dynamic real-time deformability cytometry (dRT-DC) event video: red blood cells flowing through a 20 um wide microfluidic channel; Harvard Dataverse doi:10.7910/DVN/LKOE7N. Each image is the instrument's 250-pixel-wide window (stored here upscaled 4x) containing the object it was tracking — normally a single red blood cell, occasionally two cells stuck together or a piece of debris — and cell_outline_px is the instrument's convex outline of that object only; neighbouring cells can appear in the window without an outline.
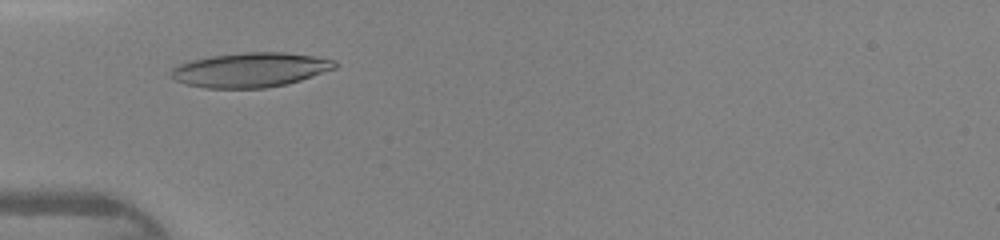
{"species": "human", "species_latin": "Homo sapiens", "temperature_condition": "warm", "stored_images_in_passage": 34, "camera_frame_rate_fps": 3000, "um_per_image_px": 0.085, "donor": {"sex": "female"}, "frame": {"image": 1, "passage_image": 9, "time_ms": 2.667, "image_size_px": [1000, 240], "cell_outline_px": [[340, 64], [336, 68], [288, 84], [264, 88], [204, 88], [184, 84], [176, 80], [172, 76], [172, 68], [180, 64], [192, 60], [212, 56], [244, 52], [284, 52], [312, 56], [332, 60]], "centroid_in_image_um": [21.29, 5.94], "position_along_channel_um": 63.7, "area_um2": 32.77}}
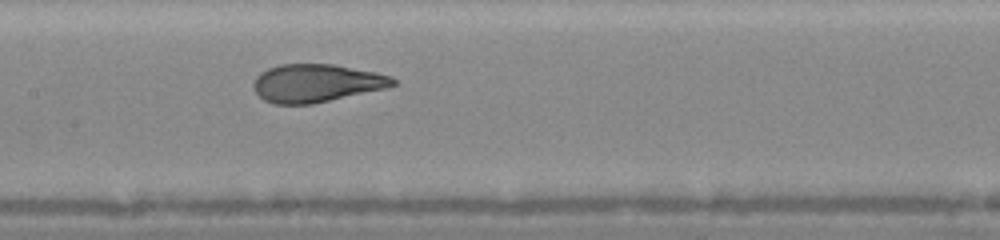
{"frame": {"image": 2, "passage_image": 17, "time_ms": 5.333, "image_size_px": [1000, 240], "cell_outline_px": [[396, 84], [388, 88], [312, 104], [276, 104], [264, 100], [256, 92], [252, 84], [256, 76], [260, 72], [268, 68], [280, 64], [332, 64], [376, 72], [392, 76], [396, 80]], "centroid_in_image_um": [26.9, 7.06], "position_along_channel_um": 180.5, "area_um2": 30.98}}
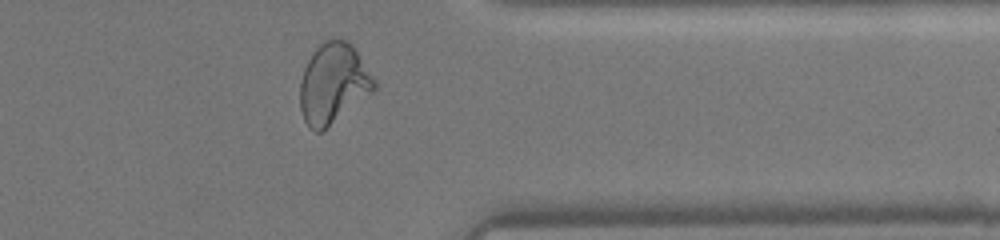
{"frame": {"image": 3, "passage_image": 31, "time_ms": 10.0, "image_size_px": [1000, 240], "cell_outline_px": [[376, 88], [372, 92], [324, 132], [316, 132], [308, 128], [304, 120], [300, 108], [300, 84], [304, 68], [308, 60], [316, 48], [324, 40], [348, 40], [356, 48], [376, 80]], "centroid_in_image_um": [28.34, 7.13], "position_along_channel_um": 383.1, "area_um2": 35.03}}